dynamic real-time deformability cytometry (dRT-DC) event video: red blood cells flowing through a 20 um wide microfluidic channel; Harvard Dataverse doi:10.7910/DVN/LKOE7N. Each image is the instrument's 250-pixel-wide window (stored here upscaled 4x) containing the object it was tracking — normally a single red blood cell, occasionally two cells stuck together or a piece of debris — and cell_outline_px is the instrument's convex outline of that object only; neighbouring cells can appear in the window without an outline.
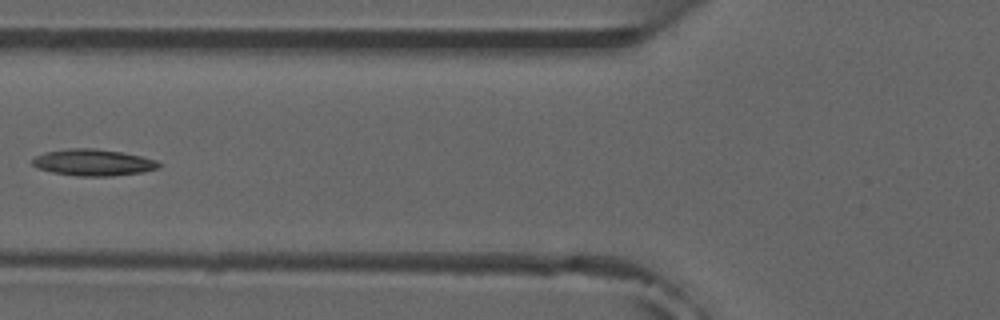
{"species": "common noctule bat (a hibernating species)", "species_latin": "Nyctalus noctula", "temperature_condition": "room temperature", "stored_images_in_passage": 6, "camera_frame_rate_fps": 3000, "um_per_image_px": 0.085, "animal": {"sex": "male", "forearm_length_mm": 52.5}, "frame": {"image": 1, "passage_image": 5, "time_ms": 4.667, "image_size_px": [1000, 320], "cell_outline_px": [[160, 164], [156, 168], [140, 172], [112, 176], [76, 176], [52, 172], [36, 168], [32, 164], [32, 160], [36, 156], [44, 152], [68, 148], [96, 148], [120, 152], [140, 156], [156, 160]], "centroid_in_image_um": [7.85, 13.8], "position_along_channel_um": 117.9, "area_um2": 19.42}}
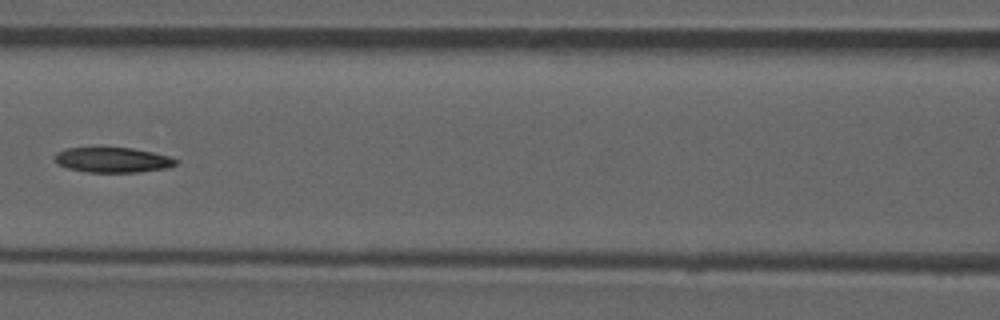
{"frame": {"image": 2, "passage_image": 6, "time_ms": 5.667, "image_size_px": [1000, 320], "cell_outline_px": [[180, 160], [176, 164], [168, 168], [140, 172], [88, 172], [68, 168], [56, 164], [56, 152], [64, 148], [132, 148], [152, 152], [168, 156]], "centroid_in_image_um": [9.6, 13.6], "position_along_channel_um": 157.0, "area_um2": 17.69}}